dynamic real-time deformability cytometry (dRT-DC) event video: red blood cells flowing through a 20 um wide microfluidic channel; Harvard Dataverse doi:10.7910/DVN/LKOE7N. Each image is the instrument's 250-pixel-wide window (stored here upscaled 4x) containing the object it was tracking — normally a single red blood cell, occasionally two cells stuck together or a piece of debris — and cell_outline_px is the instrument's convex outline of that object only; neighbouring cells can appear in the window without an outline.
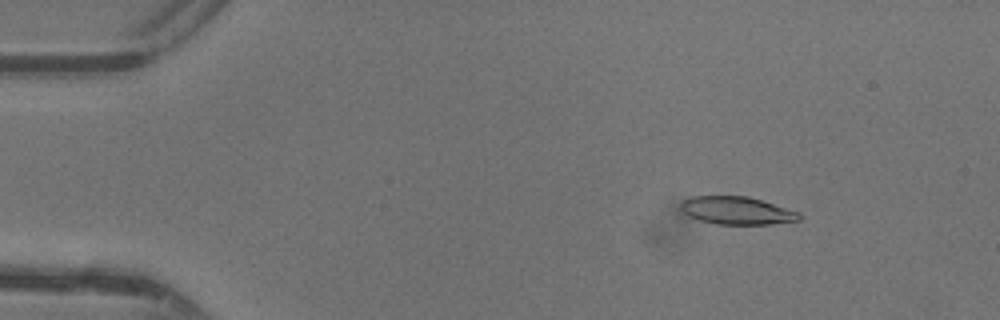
{"species": "common noctule bat (a hibernating species)", "species_latin": "Nyctalus noctula", "temperature_condition": "warm", "stored_images_in_passage": 12, "camera_frame_rate_fps": 3000, "um_per_image_px": 0.085, "animal": {"sex": "female"}, "frame": {"image": 1, "passage_image": 4, "time_ms": 1.0, "image_size_px": [1000, 320], "cell_outline_px": [[800, 220], [768, 224], [716, 224], [700, 220], [688, 216], [680, 208], [680, 200], [692, 196], [748, 196], [800, 212]], "centroid_in_image_um": [62.59, 17.89], "position_along_channel_um": 22.4, "area_um2": 19.19}}